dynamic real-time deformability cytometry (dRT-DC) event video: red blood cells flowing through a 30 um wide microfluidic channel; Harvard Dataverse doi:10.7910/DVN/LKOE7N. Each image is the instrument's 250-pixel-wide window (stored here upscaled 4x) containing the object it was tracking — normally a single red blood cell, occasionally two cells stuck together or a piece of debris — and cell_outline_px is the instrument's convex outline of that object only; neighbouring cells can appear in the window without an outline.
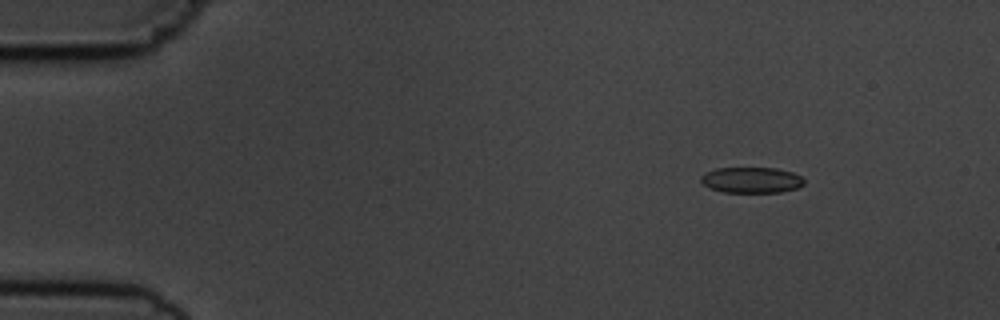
{"species": "common noctule bat (a hibernating species)", "species_latin": "Nyctalus noctula", "temperature_condition": "cold", "stored_images_in_passage": 5, "camera_frame_rate_fps": 3000, "um_per_image_px": 0.085, "animal": {"sex": "male", "body_mass_g": 19.5, "forearm_length_mm": 54.6}, "frame": {"image": 1, "passage_image": 2, "time_ms": 1.0, "image_size_px": [1000, 320], "cell_outline_px": [[804, 184], [796, 188], [780, 192], [720, 192], [708, 188], [700, 180], [700, 176], [704, 172], [716, 168], [776, 168], [792, 172], [800, 176], [804, 180]], "centroid_in_image_um": [63.82, 15.3], "position_along_channel_um": 21.2, "area_um2": 15.61}}
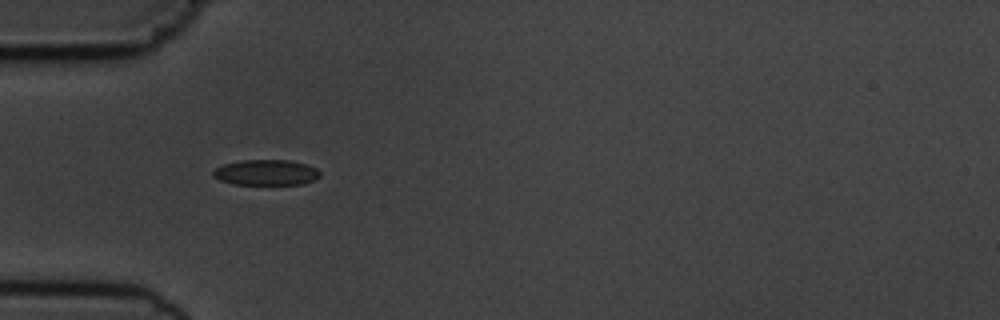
{"frame": {"image": 2, "passage_image": 4, "time_ms": 4.333, "image_size_px": [1000, 320], "cell_outline_px": [[320, 176], [312, 180], [300, 184], [232, 184], [220, 180], [212, 176], [212, 172], [216, 168], [224, 164], [240, 160], [288, 160], [308, 164], [316, 168], [320, 172]], "centroid_in_image_um": [22.6, 14.65], "position_along_channel_um": 62.4, "area_um2": 15.9}}
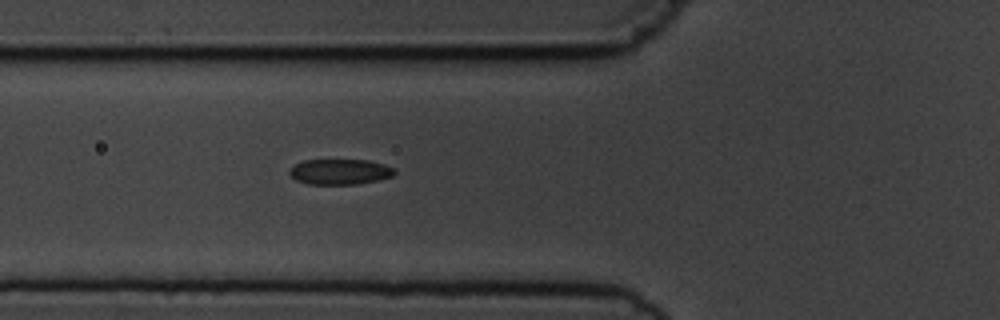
{"frame": {"image": 3, "passage_image": 5, "time_ms": 5.333, "image_size_px": [1000, 320], "cell_outline_px": [[396, 172], [392, 176], [380, 180], [356, 184], [308, 184], [296, 180], [288, 172], [296, 164], [304, 160], [368, 160], [384, 164], [392, 168]], "centroid_in_image_um": [28.91, 14.6], "position_along_channel_um": 96.9, "area_um2": 15.49}}